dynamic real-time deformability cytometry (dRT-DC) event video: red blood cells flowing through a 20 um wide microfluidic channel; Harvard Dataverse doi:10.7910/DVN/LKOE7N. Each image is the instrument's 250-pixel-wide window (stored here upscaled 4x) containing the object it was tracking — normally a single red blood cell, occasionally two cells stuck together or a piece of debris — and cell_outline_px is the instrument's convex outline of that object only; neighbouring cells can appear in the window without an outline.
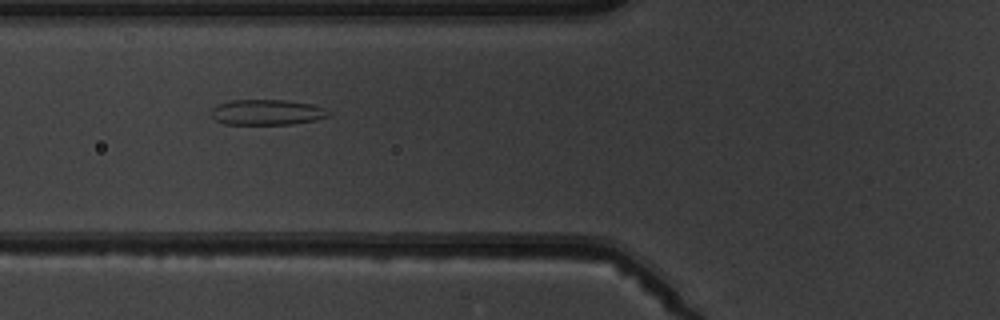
{"species": "common noctule bat (a hibernating species)", "species_latin": "Nyctalus noctula", "temperature_condition": "warm", "stored_images_in_passage": 4, "camera_frame_rate_fps": 3000, "um_per_image_px": 0.085, "animal": {"sex": "male", "body_mass_g": 19.5, "forearm_length_mm": 54.6}, "frame": {"image": 1, "passage_image": 2, "time_ms": 1.0, "image_size_px": [1000, 320], "cell_outline_px": [[332, 116], [316, 120], [292, 124], [224, 124], [216, 120], [212, 116], [212, 108], [220, 104], [232, 100], [288, 100], [312, 104], [324, 108], [332, 112]], "centroid_in_image_um": [22.77, 9.54], "position_along_channel_um": 103.0, "area_um2": 17.51}}
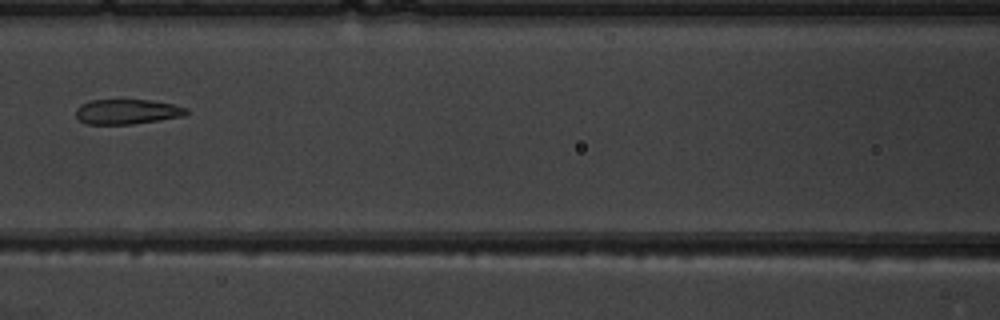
{"frame": {"image": 2, "passage_image": 3, "time_ms": 2.333, "image_size_px": [1000, 320], "cell_outline_px": [[188, 112], [184, 116], [160, 120], [132, 124], [84, 124], [76, 116], [76, 108], [80, 104], [92, 100], [152, 100], [172, 104], [188, 108]], "centroid_in_image_um": [10.8, 9.49], "position_along_channel_um": 155.8, "area_um2": 16.13}}
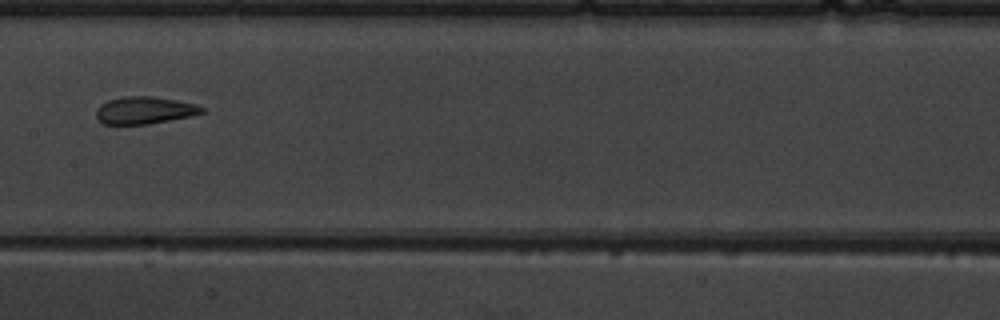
{"frame": {"image": 3, "passage_image": 4, "time_ms": 3.333, "image_size_px": [1000, 320], "cell_outline_px": [[204, 112], [188, 116], [148, 124], [104, 124], [96, 116], [96, 108], [100, 104], [108, 100], [124, 96], [152, 96], [176, 100], [196, 104], [204, 108]], "centroid_in_image_um": [12.25, 9.36], "position_along_channel_um": 195.2, "area_um2": 16.65}}